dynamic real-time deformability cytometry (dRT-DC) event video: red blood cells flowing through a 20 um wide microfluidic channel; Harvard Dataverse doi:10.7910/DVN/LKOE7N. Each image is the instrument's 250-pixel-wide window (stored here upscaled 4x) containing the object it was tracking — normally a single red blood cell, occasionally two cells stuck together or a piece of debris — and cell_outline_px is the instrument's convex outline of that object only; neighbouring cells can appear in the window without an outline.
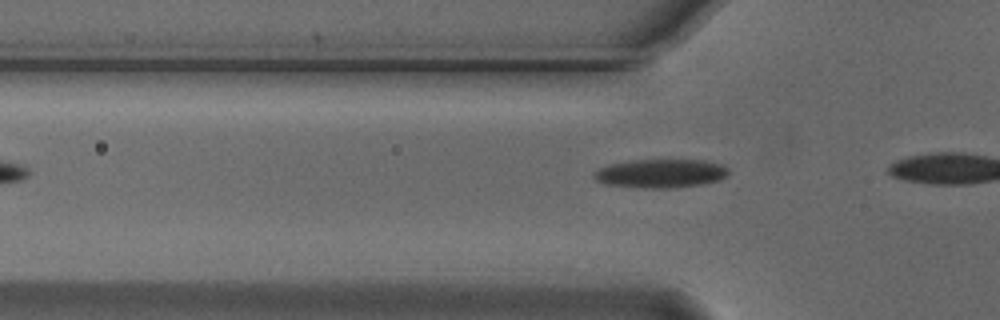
{"species": "Egyptian fruit bat (a non-hibernating species)", "species_latin": "Rousettus aegyptiacus", "temperature_condition": "cold", "stored_images_in_passage": 8, "camera_frame_rate_fps": 3000, "um_per_image_px": 0.085, "animal": {"sex": "male"}, "frame": {"image": 1, "passage_image": 3, "time_ms": 0.667, "image_size_px": [1000, 320], "cell_outline_px": [[728, 172], [720, 180], [704, 184], [676, 188], [644, 188], [604, 184], [596, 180], [592, 176], [592, 172], [608, 164], [628, 160], [704, 160], [724, 164], [728, 168]], "centroid_in_image_um": [56.14, 14.74], "position_along_channel_um": 69.7, "area_um2": 22.83}}
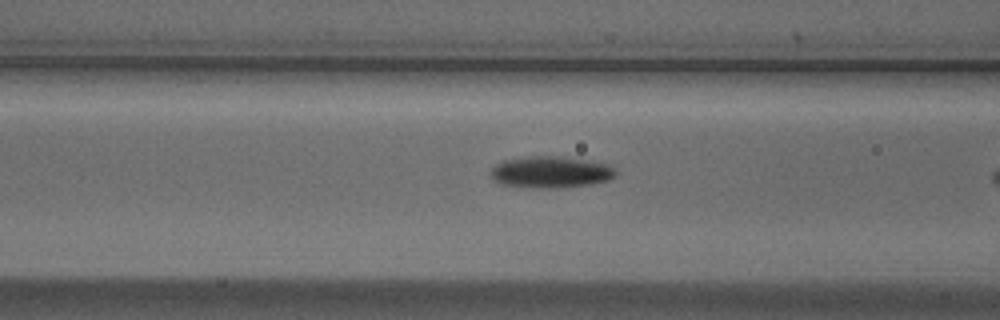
{"frame": {"image": 2, "passage_image": 7, "time_ms": 2.0, "image_size_px": [1000, 320], "cell_outline_px": [[616, 176], [608, 180], [588, 184], [556, 188], [532, 188], [504, 184], [492, 180], [488, 172], [496, 164], [504, 160], [532, 156], [560, 156], [588, 160], [608, 164], [616, 172]], "centroid_in_image_um": [46.77, 14.62], "position_along_channel_um": 119.8, "area_um2": 23.0}}